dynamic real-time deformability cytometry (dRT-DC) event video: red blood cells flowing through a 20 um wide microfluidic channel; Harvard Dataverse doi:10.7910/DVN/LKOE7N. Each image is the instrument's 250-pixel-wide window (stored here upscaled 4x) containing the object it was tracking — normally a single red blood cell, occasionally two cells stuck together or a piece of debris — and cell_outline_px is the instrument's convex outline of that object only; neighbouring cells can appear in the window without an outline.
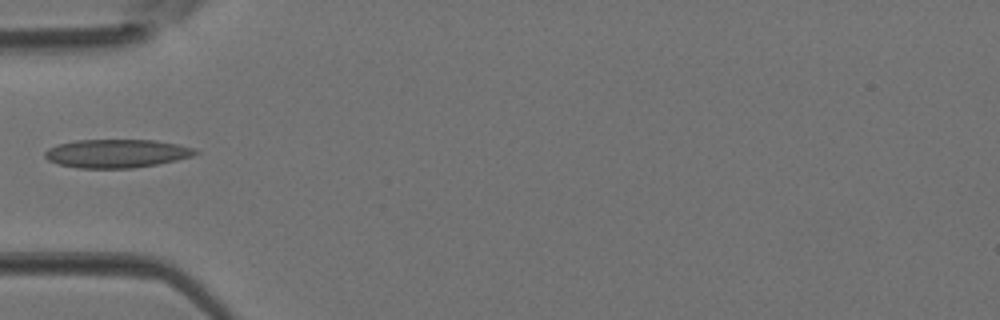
{"species": "Egyptian fruit bat (a non-hibernating species)", "species_latin": "Rousettus aegyptiacus", "temperature_condition": "room temperature", "stored_images_in_passage": 3, "camera_frame_rate_fps": 3000, "um_per_image_px": 0.085, "animal": {"sex": "female"}, "frame": {"image": 1, "passage_image": 3, "time_ms": 0.667, "image_size_px": [1000, 320], "cell_outline_px": [[200, 152], [192, 156], [176, 160], [156, 164], [132, 168], [76, 168], [60, 164], [48, 160], [44, 156], [44, 152], [48, 148], [56, 144], [76, 140], [156, 140], [180, 144], [196, 148]], "centroid_in_image_um": [9.92, 13.03], "position_along_channel_um": 75.1, "area_um2": 25.09}}